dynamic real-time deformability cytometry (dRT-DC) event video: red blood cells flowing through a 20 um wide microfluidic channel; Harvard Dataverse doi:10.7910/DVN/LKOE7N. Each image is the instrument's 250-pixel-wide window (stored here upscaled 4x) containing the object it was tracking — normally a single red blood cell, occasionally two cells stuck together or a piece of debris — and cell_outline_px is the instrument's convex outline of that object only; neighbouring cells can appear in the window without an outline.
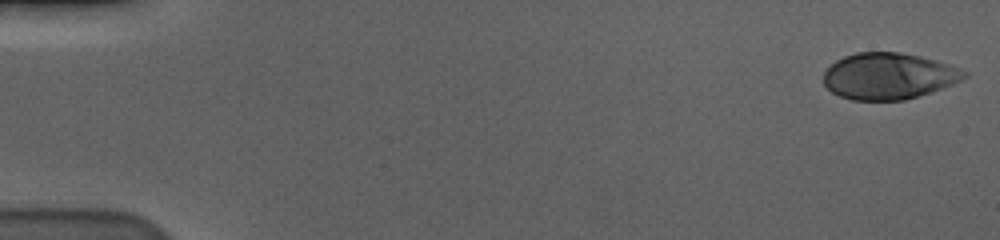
{"species": "human", "species_latin": "Homo sapiens", "temperature_condition": "cold", "stored_images_in_passage": 57, "camera_frame_rate_fps": 3000, "um_per_image_px": 0.085, "donor": {"sex": "male"}, "frame": {"image": 1, "passage_image": 1, "time_ms": 0.0, "image_size_px": [1000, 240], "cell_outline_px": [[968, 76], [952, 84], [904, 100], [852, 100], [840, 96], [832, 92], [824, 84], [824, 72], [836, 60], [844, 56], [856, 52], [900, 52], [920, 56], [948, 64], [960, 68], [968, 72]], "centroid_in_image_um": [75.52, 6.46], "position_along_channel_um": 9.5, "area_um2": 37.74}}
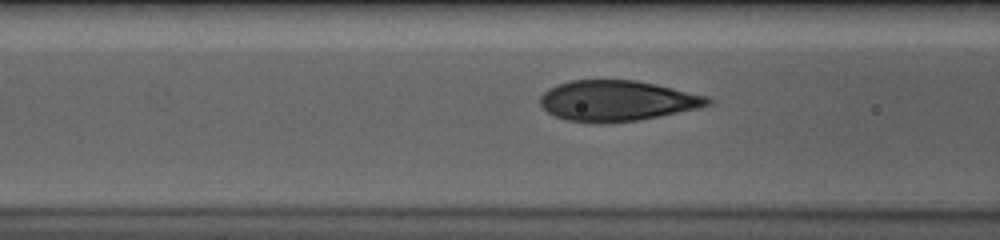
{"frame": {"image": 2, "passage_image": 23, "time_ms": 7.333, "image_size_px": [1000, 240], "cell_outline_px": [[712, 104], [696, 108], [660, 116], [636, 120], [596, 124], [592, 124], [564, 120], [548, 112], [540, 104], [540, 96], [548, 88], [556, 84], [568, 80], [636, 80], [656, 84], [708, 96], [712, 100]], "centroid_in_image_um": [52.41, 8.56], "position_along_channel_um": 114.2, "area_um2": 39.82}}
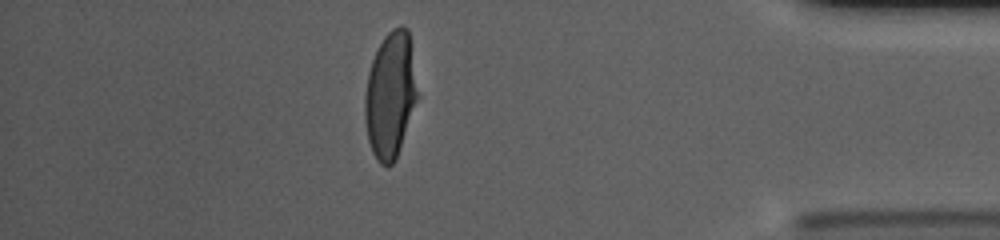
{"frame": {"image": 3, "passage_image": 50, "time_ms": 16.333, "image_size_px": [1000, 240], "cell_outline_px": [[420, 96], [396, 160], [388, 168], [380, 164], [376, 160], [372, 152], [368, 140], [364, 120], [364, 96], [368, 72], [372, 60], [384, 36], [392, 28], [400, 24], [404, 24], [408, 28]], "centroid_in_image_um": [33.2, 8.1], "position_along_channel_um": 402.0, "area_um2": 39.77}, "authors_computed_cell_mechanics": {"area_um2": 39.8242, "velocity_mm_per_s": 3.5989, "shape_relaxation_time_tau1_ms": 3.7082, "shape_relaxation_time_tau2_ms": null, "deformation_change_tau1": 0.1902, "deformation_change_tau2": null}}